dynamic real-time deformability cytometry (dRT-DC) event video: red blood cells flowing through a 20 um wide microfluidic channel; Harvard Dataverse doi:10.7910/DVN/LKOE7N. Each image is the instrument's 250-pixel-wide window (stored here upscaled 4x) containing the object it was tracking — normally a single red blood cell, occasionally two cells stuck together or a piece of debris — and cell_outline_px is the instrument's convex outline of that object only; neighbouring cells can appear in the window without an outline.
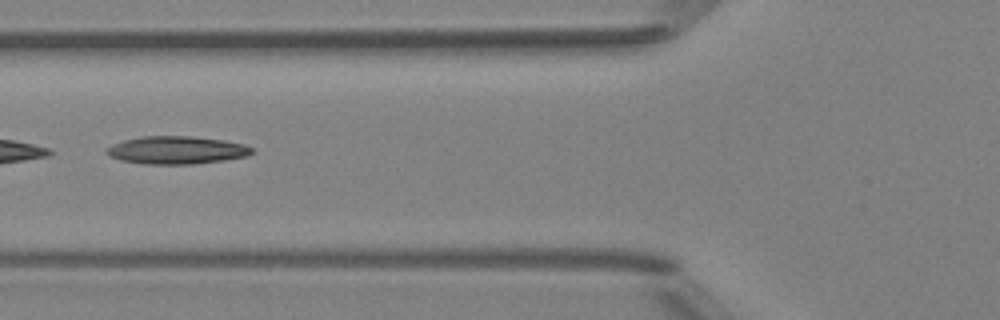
{"species": "Egyptian fruit bat (a non-hibernating species)", "species_latin": "Rousettus aegyptiacus", "temperature_condition": "room temperature", "stored_images_in_passage": 5, "camera_frame_rate_fps": 3000, "um_per_image_px": 0.085, "animal": {"sex": "female"}, "frame": {"image": 1, "passage_image": 5, "time_ms": 5.333, "image_size_px": [1000, 320], "cell_outline_px": [[252, 152], [248, 156], [224, 160], [192, 164], [144, 164], [120, 160], [104, 152], [112, 144], [124, 140], [144, 136], [192, 136], [224, 140], [244, 144], [252, 148]], "centroid_in_image_um": [15.02, 12.76], "position_along_channel_um": 110.8, "area_um2": 23.47}}